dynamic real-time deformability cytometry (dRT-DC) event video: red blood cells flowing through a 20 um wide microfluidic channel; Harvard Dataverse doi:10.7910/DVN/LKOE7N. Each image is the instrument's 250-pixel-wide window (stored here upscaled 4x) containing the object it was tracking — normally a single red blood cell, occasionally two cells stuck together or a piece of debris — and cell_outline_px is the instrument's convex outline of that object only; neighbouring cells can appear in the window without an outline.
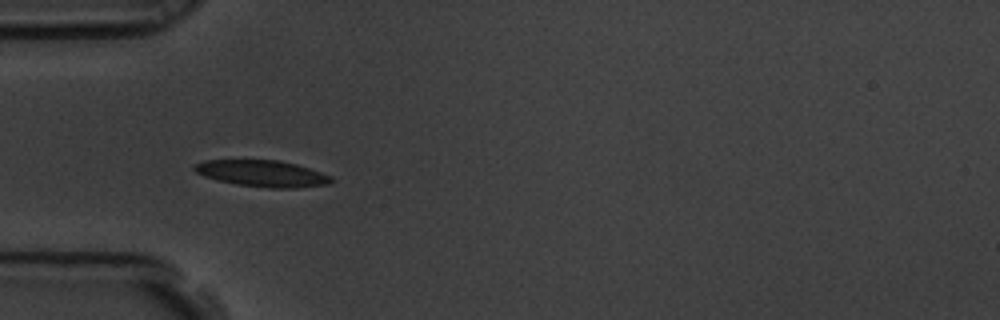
{"species": "common noctule bat (a hibernating species)", "species_latin": "Nyctalus noctula", "temperature_condition": "room temperature", "stored_images_in_passage": 6, "camera_frame_rate_fps": 3000, "um_per_image_px": 0.085, "animal": {"sex": "male", "body_mass_g": 19.5, "forearm_length_mm": 54.6}, "frame": {"image": 1, "passage_image": 5, "time_ms": 1.333, "image_size_px": [1000, 320], "cell_outline_px": [[332, 180], [328, 184], [296, 188], [268, 188], [236, 184], [216, 180], [204, 176], [196, 172], [192, 168], [196, 164], [204, 160], [280, 160], [296, 164], [332, 176]], "centroid_in_image_um": [22.27, 14.75], "position_along_channel_um": 62.7, "area_um2": 21.04}}
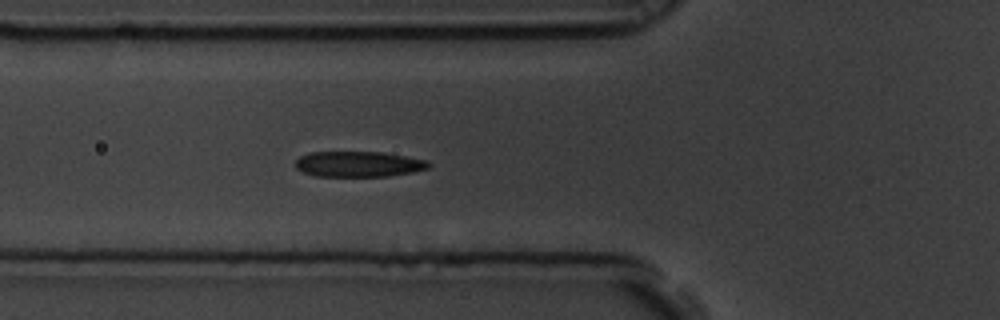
{"frame": {"image": 2, "passage_image": 6, "time_ms": 1.667, "image_size_px": [1000, 320], "cell_outline_px": [[432, 164], [428, 168], [412, 172], [388, 176], [312, 176], [296, 168], [296, 160], [300, 156], [308, 152], [384, 152], [428, 160]], "centroid_in_image_um": [30.49, 13.94], "position_along_channel_um": 95.3, "area_um2": 19.94}}